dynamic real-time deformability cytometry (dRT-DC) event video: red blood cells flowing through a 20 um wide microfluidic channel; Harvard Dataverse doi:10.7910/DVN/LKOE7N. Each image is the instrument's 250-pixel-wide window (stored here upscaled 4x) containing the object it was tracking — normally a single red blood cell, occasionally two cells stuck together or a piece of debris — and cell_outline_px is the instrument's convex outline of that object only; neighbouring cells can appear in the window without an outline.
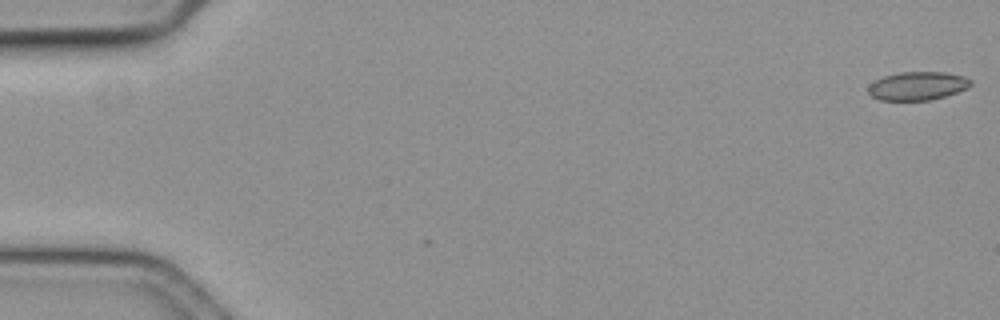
{"species": "common noctule bat (a hibernating species)", "species_latin": "Nyctalus noctula", "temperature_condition": "cold", "stored_images_in_passage": 4, "camera_frame_rate_fps": 3000, "um_per_image_px": 0.085, "animal": {"sex": "female", "body_mass_g": 19.3, "forearm_length_mm": 54.1}, "frame": {"image": 1, "passage_image": 1, "time_ms": 0.0, "image_size_px": [1000, 320], "cell_outline_px": [[972, 84], [968, 88], [944, 96], [928, 100], [880, 100], [872, 96], [868, 92], [868, 88], [876, 80], [884, 76], [900, 72], [944, 72], [964, 76], [972, 80]], "centroid_in_image_um": [78.02, 7.3], "position_along_channel_um": 7.0, "area_um2": 16.82}}